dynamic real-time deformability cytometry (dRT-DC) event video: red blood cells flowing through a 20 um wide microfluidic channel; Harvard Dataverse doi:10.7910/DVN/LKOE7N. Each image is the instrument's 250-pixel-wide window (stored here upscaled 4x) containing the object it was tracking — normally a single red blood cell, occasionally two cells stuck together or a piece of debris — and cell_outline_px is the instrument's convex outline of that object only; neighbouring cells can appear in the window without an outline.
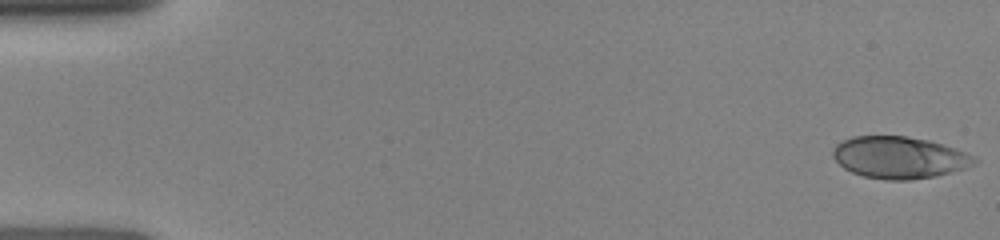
{"species": "human", "species_latin": "Homo sapiens", "temperature_condition": "room temperature", "stored_images_in_passage": 20, "camera_frame_rate_fps": 3000, "um_per_image_px": 0.085, "donor": {"sex": "female"}, "frame": {"image": 1, "passage_image": 1, "time_ms": 0.0, "image_size_px": [1000, 240], "cell_outline_px": [[980, 160], [976, 164], [964, 168], [936, 176], [908, 180], [888, 180], [864, 176], [852, 172], [844, 168], [832, 156], [832, 148], [836, 144], [852, 136], [908, 136], [928, 140], [956, 148]], "centroid_in_image_um": [76.43, 13.38], "position_along_channel_um": 8.6, "area_um2": 34.51}}
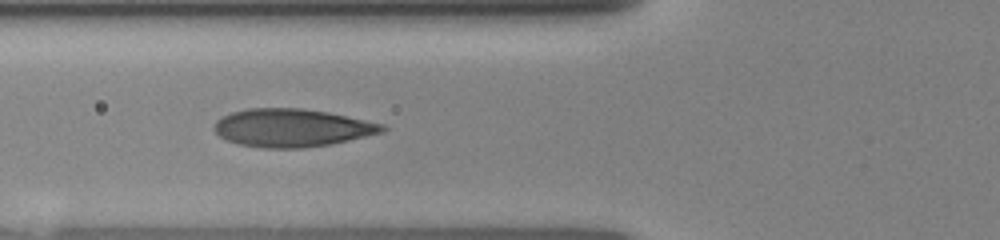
{"frame": {"image": 2, "passage_image": 12, "time_ms": 5.667, "image_size_px": [1000, 240], "cell_outline_px": [[388, 128], [384, 132], [348, 140], [328, 144], [304, 148], [264, 148], [236, 144], [220, 136], [212, 128], [216, 120], [232, 112], [248, 108], [300, 108], [328, 112], [384, 124]], "centroid_in_image_um": [24.8, 10.86], "position_along_channel_um": 101.0, "area_um2": 37.17}}
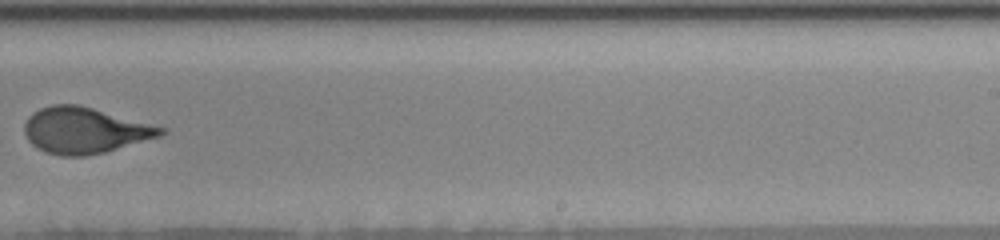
{"frame": {"image": 3, "passage_image": 20, "time_ms": 10.0, "image_size_px": [1000, 240], "cell_outline_px": [[168, 132], [160, 136], [104, 152], [84, 156], [60, 156], [44, 152], [36, 148], [28, 140], [24, 132], [24, 124], [28, 116], [32, 112], [40, 108], [52, 104], [76, 104], [92, 108], [168, 128]], "centroid_in_image_um": [7.18, 11.08], "position_along_channel_um": 281.8, "area_um2": 36.65}}